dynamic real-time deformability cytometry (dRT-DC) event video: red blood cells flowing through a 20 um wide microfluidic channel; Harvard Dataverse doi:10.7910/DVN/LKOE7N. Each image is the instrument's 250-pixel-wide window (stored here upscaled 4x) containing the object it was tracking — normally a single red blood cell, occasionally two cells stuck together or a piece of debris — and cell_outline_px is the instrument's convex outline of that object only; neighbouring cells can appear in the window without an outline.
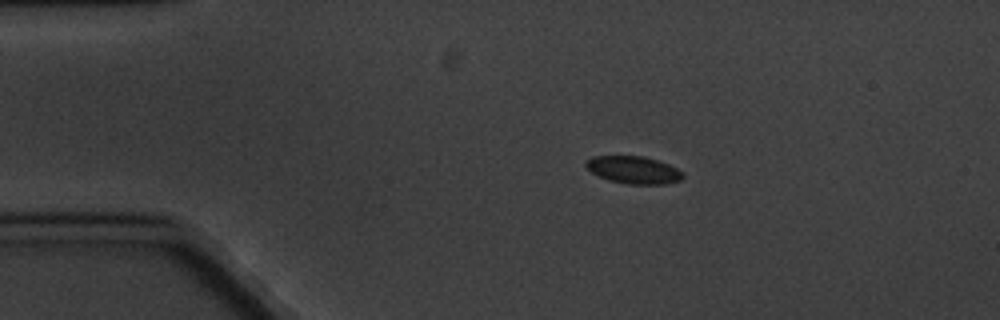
{"species": "common noctule bat (a hibernating species)", "species_latin": "Nyctalus noctula", "temperature_condition": "cold", "stored_images_in_passage": 5, "camera_frame_rate_fps": 3000, "um_per_image_px": 0.085, "animal": {"sex": "male", "body_mass_g": 20.1, "forearm_length_mm": 53.5}, "frame": {"image": 1, "passage_image": 3, "time_ms": 2.333, "image_size_px": [1000, 320], "cell_outline_px": [[684, 176], [680, 180], [664, 184], [628, 184], [608, 180], [592, 172], [584, 164], [584, 160], [592, 156], [644, 156], [668, 164], [684, 172]], "centroid_in_image_um": [53.84, 14.44], "position_along_channel_um": 31.2, "area_um2": 15.49}}
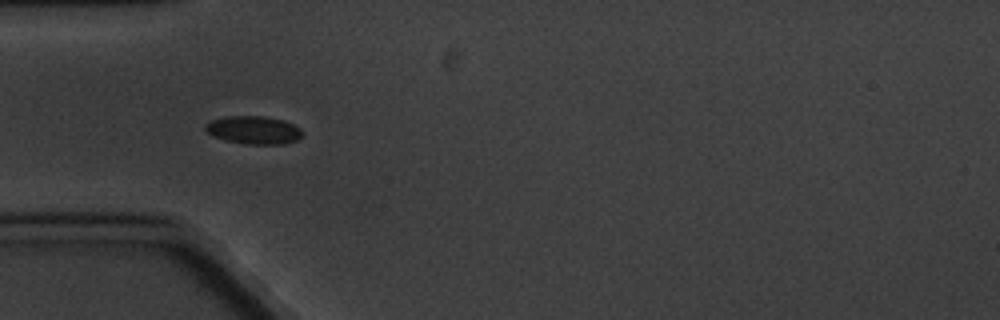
{"frame": {"image": 2, "passage_image": 5, "time_ms": 4.667, "image_size_px": [1000, 320], "cell_outline_px": [[304, 132], [296, 140], [284, 144], [248, 144], [224, 140], [212, 136], [204, 128], [204, 124], [212, 120], [224, 116], [264, 116], [284, 120], [300, 128]], "centroid_in_image_um": [21.54, 11.05], "position_along_channel_um": 63.5, "area_um2": 15.9}}